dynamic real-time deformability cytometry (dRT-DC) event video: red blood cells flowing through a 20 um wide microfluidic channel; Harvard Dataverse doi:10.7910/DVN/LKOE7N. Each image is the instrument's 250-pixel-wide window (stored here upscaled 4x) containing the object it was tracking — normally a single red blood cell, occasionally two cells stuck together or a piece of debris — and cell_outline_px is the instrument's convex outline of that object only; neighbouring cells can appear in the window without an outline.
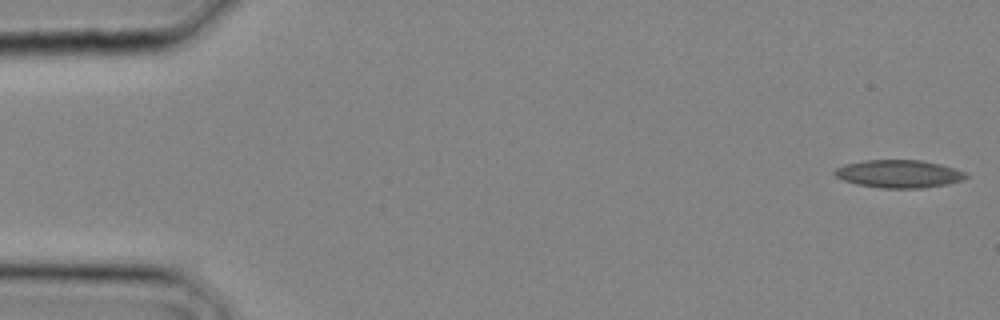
{"species": "common noctule bat (a hibernating species)", "species_latin": "Nyctalus noctula", "temperature_condition": "cold", "stored_images_in_passage": 2, "camera_frame_rate_fps": 3000, "um_per_image_px": 0.085, "animal": {"sex": "male", "body_mass_g": 20.4}, "frame": {"image": 1, "passage_image": 1, "time_ms": 0.0, "image_size_px": [1000, 320], "cell_outline_px": [[968, 176], [960, 180], [948, 184], [920, 188], [880, 188], [856, 184], [844, 180], [836, 176], [832, 172], [836, 168], [844, 164], [864, 160], [924, 160], [940, 164], [964, 172]], "centroid_in_image_um": [76.36, 14.77], "position_along_channel_um": 8.6, "area_um2": 21.21}}
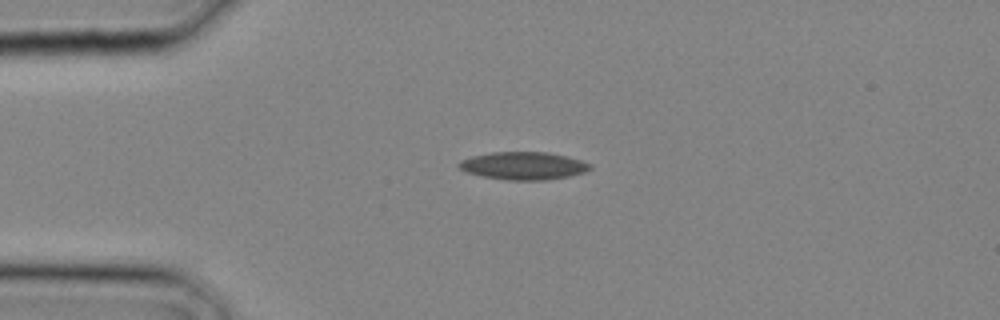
{"frame": {"image": 2, "passage_image": 2, "time_ms": 0.333, "image_size_px": [1000, 320], "cell_outline_px": [[592, 168], [584, 172], [568, 176], [548, 180], [508, 180], [480, 176], [468, 172], [460, 168], [456, 164], [460, 160], [472, 156], [492, 152], [548, 152], [568, 156], [592, 164]], "centroid_in_image_um": [44.5, 14.09], "position_along_channel_um": 40.5, "area_um2": 21.27}}